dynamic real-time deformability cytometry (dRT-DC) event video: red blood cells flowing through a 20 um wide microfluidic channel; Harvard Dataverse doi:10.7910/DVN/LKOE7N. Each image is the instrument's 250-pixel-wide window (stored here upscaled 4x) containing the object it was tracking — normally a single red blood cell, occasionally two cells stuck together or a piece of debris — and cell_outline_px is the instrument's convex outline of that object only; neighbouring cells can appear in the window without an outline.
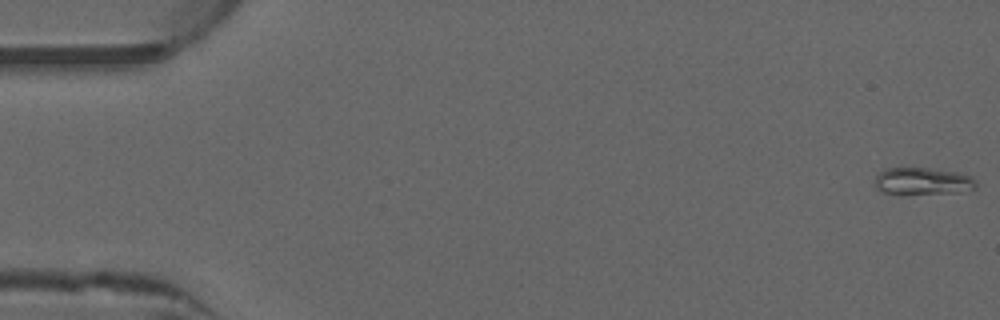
{"species": "common noctule bat (a hibernating species)", "species_latin": "Nyctalus noctula", "temperature_condition": "warm", "stored_images_in_passage": 10, "camera_frame_rate_fps": 3000, "um_per_image_px": 0.085, "animal": {"sex": "male", "forearm_length_mm": 52.5}, "frame": {"image": 1, "passage_image": 1, "time_ms": 0.0, "image_size_px": [1000, 320], "cell_outline_px": [[976, 188], [956, 192], [900, 196], [884, 192], [876, 188], [876, 176], [884, 168], [928, 168], [960, 172], [972, 176], [976, 184]], "centroid_in_image_um": [78.41, 15.42], "position_along_channel_um": 6.6, "area_um2": 16.42}}